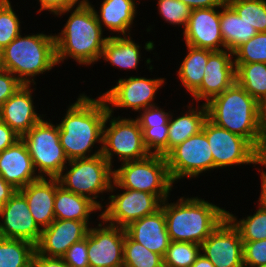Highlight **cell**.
Returning <instances> with one entry per match:
<instances>
[{"instance_id": "1f68e13d", "label": "cell", "mask_w": 266, "mask_h": 267, "mask_svg": "<svg viewBox=\"0 0 266 267\" xmlns=\"http://www.w3.org/2000/svg\"><path fill=\"white\" fill-rule=\"evenodd\" d=\"M123 267H164L163 257L132 240L125 232Z\"/></svg>"}, {"instance_id": "7a4b0ae2", "label": "cell", "mask_w": 266, "mask_h": 267, "mask_svg": "<svg viewBox=\"0 0 266 267\" xmlns=\"http://www.w3.org/2000/svg\"><path fill=\"white\" fill-rule=\"evenodd\" d=\"M71 13L63 29L54 34L57 65L74 59L80 66H91L99 61L108 36H104L92 6H75L59 12V17Z\"/></svg>"}, {"instance_id": "e0dca14e", "label": "cell", "mask_w": 266, "mask_h": 267, "mask_svg": "<svg viewBox=\"0 0 266 267\" xmlns=\"http://www.w3.org/2000/svg\"><path fill=\"white\" fill-rule=\"evenodd\" d=\"M236 82V66L233 52L226 49L212 51L205 66L204 77L200 87L191 95L196 102L207 103L210 99L223 93ZM203 100V101H202Z\"/></svg>"}, {"instance_id": "30bf717a", "label": "cell", "mask_w": 266, "mask_h": 267, "mask_svg": "<svg viewBox=\"0 0 266 267\" xmlns=\"http://www.w3.org/2000/svg\"><path fill=\"white\" fill-rule=\"evenodd\" d=\"M202 131L206 134L215 169L253 164L262 161V154L244 137L205 120Z\"/></svg>"}, {"instance_id": "f35d334b", "label": "cell", "mask_w": 266, "mask_h": 267, "mask_svg": "<svg viewBox=\"0 0 266 267\" xmlns=\"http://www.w3.org/2000/svg\"><path fill=\"white\" fill-rule=\"evenodd\" d=\"M143 141L150 154L167 155L168 126L141 128Z\"/></svg>"}, {"instance_id": "4316f807", "label": "cell", "mask_w": 266, "mask_h": 267, "mask_svg": "<svg viewBox=\"0 0 266 267\" xmlns=\"http://www.w3.org/2000/svg\"><path fill=\"white\" fill-rule=\"evenodd\" d=\"M140 48L142 46L135 43L131 36H109L100 60L103 59L112 67L115 66L121 70H136L139 62L142 61Z\"/></svg>"}, {"instance_id": "db71d44e", "label": "cell", "mask_w": 266, "mask_h": 267, "mask_svg": "<svg viewBox=\"0 0 266 267\" xmlns=\"http://www.w3.org/2000/svg\"><path fill=\"white\" fill-rule=\"evenodd\" d=\"M262 161L266 164V147L264 153L262 154Z\"/></svg>"}, {"instance_id": "836d02e7", "label": "cell", "mask_w": 266, "mask_h": 267, "mask_svg": "<svg viewBox=\"0 0 266 267\" xmlns=\"http://www.w3.org/2000/svg\"><path fill=\"white\" fill-rule=\"evenodd\" d=\"M226 2L258 33L266 32V0H226Z\"/></svg>"}, {"instance_id": "7dc6e473", "label": "cell", "mask_w": 266, "mask_h": 267, "mask_svg": "<svg viewBox=\"0 0 266 267\" xmlns=\"http://www.w3.org/2000/svg\"><path fill=\"white\" fill-rule=\"evenodd\" d=\"M183 4L193 9L212 8L222 6L226 0H179Z\"/></svg>"}, {"instance_id": "60d3db41", "label": "cell", "mask_w": 266, "mask_h": 267, "mask_svg": "<svg viewBox=\"0 0 266 267\" xmlns=\"http://www.w3.org/2000/svg\"><path fill=\"white\" fill-rule=\"evenodd\" d=\"M266 264V239L243 241L244 267H256Z\"/></svg>"}, {"instance_id": "9c48e42d", "label": "cell", "mask_w": 266, "mask_h": 267, "mask_svg": "<svg viewBox=\"0 0 266 267\" xmlns=\"http://www.w3.org/2000/svg\"><path fill=\"white\" fill-rule=\"evenodd\" d=\"M21 138L40 177L57 178L62 173L69 159L60 144L57 123L43 118Z\"/></svg>"}, {"instance_id": "ac0fdd59", "label": "cell", "mask_w": 266, "mask_h": 267, "mask_svg": "<svg viewBox=\"0 0 266 267\" xmlns=\"http://www.w3.org/2000/svg\"><path fill=\"white\" fill-rule=\"evenodd\" d=\"M220 7L200 8L191 11L183 31L185 44L212 51L224 50L220 32Z\"/></svg>"}, {"instance_id": "52a82bcc", "label": "cell", "mask_w": 266, "mask_h": 267, "mask_svg": "<svg viewBox=\"0 0 266 267\" xmlns=\"http://www.w3.org/2000/svg\"><path fill=\"white\" fill-rule=\"evenodd\" d=\"M113 179L122 188L151 193L162 201L170 197L174 187L166 158L160 154L121 163L120 167L114 168Z\"/></svg>"}, {"instance_id": "f6af8a7d", "label": "cell", "mask_w": 266, "mask_h": 267, "mask_svg": "<svg viewBox=\"0 0 266 267\" xmlns=\"http://www.w3.org/2000/svg\"><path fill=\"white\" fill-rule=\"evenodd\" d=\"M19 139L20 137L0 119V153Z\"/></svg>"}, {"instance_id": "3957f363", "label": "cell", "mask_w": 266, "mask_h": 267, "mask_svg": "<svg viewBox=\"0 0 266 267\" xmlns=\"http://www.w3.org/2000/svg\"><path fill=\"white\" fill-rule=\"evenodd\" d=\"M205 105L212 123L244 137L264 153L266 137L260 123V104L242 86L235 82Z\"/></svg>"}, {"instance_id": "6da1fadb", "label": "cell", "mask_w": 266, "mask_h": 267, "mask_svg": "<svg viewBox=\"0 0 266 267\" xmlns=\"http://www.w3.org/2000/svg\"><path fill=\"white\" fill-rule=\"evenodd\" d=\"M66 110L63 119L58 123V129L60 144L69 161L100 155L103 147V127L109 112L101 93L97 98L80 93L77 100L70 103ZM93 147H97L94 152Z\"/></svg>"}, {"instance_id": "ffe728a7", "label": "cell", "mask_w": 266, "mask_h": 267, "mask_svg": "<svg viewBox=\"0 0 266 267\" xmlns=\"http://www.w3.org/2000/svg\"><path fill=\"white\" fill-rule=\"evenodd\" d=\"M31 86L34 85L20 87L0 107V119L20 138L45 117L44 114L41 115L35 111L32 92L36 90V87Z\"/></svg>"}, {"instance_id": "ab89813d", "label": "cell", "mask_w": 266, "mask_h": 267, "mask_svg": "<svg viewBox=\"0 0 266 267\" xmlns=\"http://www.w3.org/2000/svg\"><path fill=\"white\" fill-rule=\"evenodd\" d=\"M171 112H165L164 108H160L157 104L139 111L137 117L134 118L138 121L141 128L168 126Z\"/></svg>"}, {"instance_id": "44dd1931", "label": "cell", "mask_w": 266, "mask_h": 267, "mask_svg": "<svg viewBox=\"0 0 266 267\" xmlns=\"http://www.w3.org/2000/svg\"><path fill=\"white\" fill-rule=\"evenodd\" d=\"M0 175L17 190L41 178L22 138L0 153Z\"/></svg>"}, {"instance_id": "11a10c76", "label": "cell", "mask_w": 266, "mask_h": 267, "mask_svg": "<svg viewBox=\"0 0 266 267\" xmlns=\"http://www.w3.org/2000/svg\"><path fill=\"white\" fill-rule=\"evenodd\" d=\"M256 267H266V264H264V265H260V266H256Z\"/></svg>"}, {"instance_id": "7bdbcfd3", "label": "cell", "mask_w": 266, "mask_h": 267, "mask_svg": "<svg viewBox=\"0 0 266 267\" xmlns=\"http://www.w3.org/2000/svg\"><path fill=\"white\" fill-rule=\"evenodd\" d=\"M23 85L11 72L0 68V107Z\"/></svg>"}, {"instance_id": "b9f144b4", "label": "cell", "mask_w": 266, "mask_h": 267, "mask_svg": "<svg viewBox=\"0 0 266 267\" xmlns=\"http://www.w3.org/2000/svg\"><path fill=\"white\" fill-rule=\"evenodd\" d=\"M62 259L70 267H90L87 255V236L72 244L62 256Z\"/></svg>"}, {"instance_id": "8992f818", "label": "cell", "mask_w": 266, "mask_h": 267, "mask_svg": "<svg viewBox=\"0 0 266 267\" xmlns=\"http://www.w3.org/2000/svg\"><path fill=\"white\" fill-rule=\"evenodd\" d=\"M67 165L57 177L60 185L90 199L102 210L104 206L101 201L105 200L103 193H110L114 174L106 158L100 154L91 158L73 159ZM100 195L101 201L98 199Z\"/></svg>"}, {"instance_id": "bcb514c9", "label": "cell", "mask_w": 266, "mask_h": 267, "mask_svg": "<svg viewBox=\"0 0 266 267\" xmlns=\"http://www.w3.org/2000/svg\"><path fill=\"white\" fill-rule=\"evenodd\" d=\"M37 2L40 3V8L37 10L38 13L49 11V13L56 15L72 7L66 0H38Z\"/></svg>"}, {"instance_id": "7c38bea8", "label": "cell", "mask_w": 266, "mask_h": 267, "mask_svg": "<svg viewBox=\"0 0 266 267\" xmlns=\"http://www.w3.org/2000/svg\"><path fill=\"white\" fill-rule=\"evenodd\" d=\"M165 158L174 184L181 179L198 178L202 173L214 170L211 147L202 130L174 147Z\"/></svg>"}, {"instance_id": "f5cc1de1", "label": "cell", "mask_w": 266, "mask_h": 267, "mask_svg": "<svg viewBox=\"0 0 266 267\" xmlns=\"http://www.w3.org/2000/svg\"><path fill=\"white\" fill-rule=\"evenodd\" d=\"M72 7L76 6H86L89 5L91 2L90 0H66Z\"/></svg>"}, {"instance_id": "d4e9b609", "label": "cell", "mask_w": 266, "mask_h": 267, "mask_svg": "<svg viewBox=\"0 0 266 267\" xmlns=\"http://www.w3.org/2000/svg\"><path fill=\"white\" fill-rule=\"evenodd\" d=\"M188 108L181 116L174 117V111L171 112L168 121V141L167 154L177 145L189 137L198 134L207 119V108L205 103L198 104L197 107L193 105L184 106Z\"/></svg>"}, {"instance_id": "2e32d148", "label": "cell", "mask_w": 266, "mask_h": 267, "mask_svg": "<svg viewBox=\"0 0 266 267\" xmlns=\"http://www.w3.org/2000/svg\"><path fill=\"white\" fill-rule=\"evenodd\" d=\"M42 229L35 222L25 196L16 193L0 208V237L23 239L36 245Z\"/></svg>"}, {"instance_id": "5b68a950", "label": "cell", "mask_w": 266, "mask_h": 267, "mask_svg": "<svg viewBox=\"0 0 266 267\" xmlns=\"http://www.w3.org/2000/svg\"><path fill=\"white\" fill-rule=\"evenodd\" d=\"M20 33L0 51V68L8 70L24 85H36L35 77L58 66L54 34Z\"/></svg>"}, {"instance_id": "484cf974", "label": "cell", "mask_w": 266, "mask_h": 267, "mask_svg": "<svg viewBox=\"0 0 266 267\" xmlns=\"http://www.w3.org/2000/svg\"><path fill=\"white\" fill-rule=\"evenodd\" d=\"M97 211L102 210L90 199L66 190L61 185L57 187L54 200L55 219L92 222L89 221L93 219L91 214Z\"/></svg>"}, {"instance_id": "f1b7e54d", "label": "cell", "mask_w": 266, "mask_h": 267, "mask_svg": "<svg viewBox=\"0 0 266 267\" xmlns=\"http://www.w3.org/2000/svg\"><path fill=\"white\" fill-rule=\"evenodd\" d=\"M188 50L183 58L177 76L184 86L186 92L191 96L201 85L205 66L212 50L196 48L185 44Z\"/></svg>"}, {"instance_id": "d6986e66", "label": "cell", "mask_w": 266, "mask_h": 267, "mask_svg": "<svg viewBox=\"0 0 266 267\" xmlns=\"http://www.w3.org/2000/svg\"><path fill=\"white\" fill-rule=\"evenodd\" d=\"M90 226V222L55 219L42 229L36 252L47 257H62L72 244L87 236Z\"/></svg>"}, {"instance_id": "603a6c76", "label": "cell", "mask_w": 266, "mask_h": 267, "mask_svg": "<svg viewBox=\"0 0 266 267\" xmlns=\"http://www.w3.org/2000/svg\"><path fill=\"white\" fill-rule=\"evenodd\" d=\"M59 185L58 178L41 177L19 190L25 196L32 217L41 229L55 220L54 200Z\"/></svg>"}, {"instance_id": "4dcf8cb0", "label": "cell", "mask_w": 266, "mask_h": 267, "mask_svg": "<svg viewBox=\"0 0 266 267\" xmlns=\"http://www.w3.org/2000/svg\"><path fill=\"white\" fill-rule=\"evenodd\" d=\"M35 251L29 241L0 237V267H32Z\"/></svg>"}, {"instance_id": "8fae6325", "label": "cell", "mask_w": 266, "mask_h": 267, "mask_svg": "<svg viewBox=\"0 0 266 267\" xmlns=\"http://www.w3.org/2000/svg\"><path fill=\"white\" fill-rule=\"evenodd\" d=\"M118 188L123 191L115 194ZM110 192L111 194H107L109 201L102 209L101 217L107 223L120 228H126L132 222L156 212L163 202L157 195L122 188L114 179Z\"/></svg>"}, {"instance_id": "f546056e", "label": "cell", "mask_w": 266, "mask_h": 267, "mask_svg": "<svg viewBox=\"0 0 266 267\" xmlns=\"http://www.w3.org/2000/svg\"><path fill=\"white\" fill-rule=\"evenodd\" d=\"M236 82L259 104L266 98V63L235 64Z\"/></svg>"}, {"instance_id": "816d5d0a", "label": "cell", "mask_w": 266, "mask_h": 267, "mask_svg": "<svg viewBox=\"0 0 266 267\" xmlns=\"http://www.w3.org/2000/svg\"><path fill=\"white\" fill-rule=\"evenodd\" d=\"M260 123L263 128L264 136L266 137V98L260 102Z\"/></svg>"}, {"instance_id": "ee69618b", "label": "cell", "mask_w": 266, "mask_h": 267, "mask_svg": "<svg viewBox=\"0 0 266 267\" xmlns=\"http://www.w3.org/2000/svg\"><path fill=\"white\" fill-rule=\"evenodd\" d=\"M32 267H70L62 257H47L38 254L36 251L33 256Z\"/></svg>"}, {"instance_id": "8d00e7d4", "label": "cell", "mask_w": 266, "mask_h": 267, "mask_svg": "<svg viewBox=\"0 0 266 267\" xmlns=\"http://www.w3.org/2000/svg\"><path fill=\"white\" fill-rule=\"evenodd\" d=\"M235 64L266 63V32H259L234 53Z\"/></svg>"}, {"instance_id": "d6a6232c", "label": "cell", "mask_w": 266, "mask_h": 267, "mask_svg": "<svg viewBox=\"0 0 266 267\" xmlns=\"http://www.w3.org/2000/svg\"><path fill=\"white\" fill-rule=\"evenodd\" d=\"M227 218L238 229L242 241L266 239V210L260 208L253 215L240 218L227 211Z\"/></svg>"}, {"instance_id": "c3c4849f", "label": "cell", "mask_w": 266, "mask_h": 267, "mask_svg": "<svg viewBox=\"0 0 266 267\" xmlns=\"http://www.w3.org/2000/svg\"><path fill=\"white\" fill-rule=\"evenodd\" d=\"M12 185L7 183L4 178L0 175V208L16 193Z\"/></svg>"}, {"instance_id": "277c9868", "label": "cell", "mask_w": 266, "mask_h": 267, "mask_svg": "<svg viewBox=\"0 0 266 267\" xmlns=\"http://www.w3.org/2000/svg\"><path fill=\"white\" fill-rule=\"evenodd\" d=\"M162 202L171 241L201 243L227 217V210L201 197H180Z\"/></svg>"}, {"instance_id": "f907efd6", "label": "cell", "mask_w": 266, "mask_h": 267, "mask_svg": "<svg viewBox=\"0 0 266 267\" xmlns=\"http://www.w3.org/2000/svg\"><path fill=\"white\" fill-rule=\"evenodd\" d=\"M191 267H215L202 253L197 257Z\"/></svg>"}, {"instance_id": "d590c367", "label": "cell", "mask_w": 266, "mask_h": 267, "mask_svg": "<svg viewBox=\"0 0 266 267\" xmlns=\"http://www.w3.org/2000/svg\"><path fill=\"white\" fill-rule=\"evenodd\" d=\"M20 21L11 1L0 0V51L22 32Z\"/></svg>"}, {"instance_id": "83f0119b", "label": "cell", "mask_w": 266, "mask_h": 267, "mask_svg": "<svg viewBox=\"0 0 266 267\" xmlns=\"http://www.w3.org/2000/svg\"><path fill=\"white\" fill-rule=\"evenodd\" d=\"M220 32L225 49L233 53L258 33L227 2L220 9Z\"/></svg>"}, {"instance_id": "ba28073f", "label": "cell", "mask_w": 266, "mask_h": 267, "mask_svg": "<svg viewBox=\"0 0 266 267\" xmlns=\"http://www.w3.org/2000/svg\"><path fill=\"white\" fill-rule=\"evenodd\" d=\"M101 154L112 168L115 165L113 158L116 156H118L117 161L121 163L148 157L150 152L144 144L143 132L138 121L131 117L124 118L119 115L115 117L108 112L103 127Z\"/></svg>"}, {"instance_id": "cb8c5ba5", "label": "cell", "mask_w": 266, "mask_h": 267, "mask_svg": "<svg viewBox=\"0 0 266 267\" xmlns=\"http://www.w3.org/2000/svg\"><path fill=\"white\" fill-rule=\"evenodd\" d=\"M139 2L140 0H103L99 11L93 4L90 5L101 28L107 29L109 33L111 31L110 36H131L133 21L138 13L136 5H140Z\"/></svg>"}, {"instance_id": "e575fe53", "label": "cell", "mask_w": 266, "mask_h": 267, "mask_svg": "<svg viewBox=\"0 0 266 267\" xmlns=\"http://www.w3.org/2000/svg\"><path fill=\"white\" fill-rule=\"evenodd\" d=\"M201 254V245L171 241L163 256L164 267H191Z\"/></svg>"}, {"instance_id": "4fadbf2b", "label": "cell", "mask_w": 266, "mask_h": 267, "mask_svg": "<svg viewBox=\"0 0 266 267\" xmlns=\"http://www.w3.org/2000/svg\"><path fill=\"white\" fill-rule=\"evenodd\" d=\"M166 78H146L141 76H129L119 78L116 85L102 93L107 103L108 111L114 114V110L130 109L139 112L150 106L157 105L154 101L157 91L162 88ZM116 108V109H115Z\"/></svg>"}, {"instance_id": "5bb4252c", "label": "cell", "mask_w": 266, "mask_h": 267, "mask_svg": "<svg viewBox=\"0 0 266 267\" xmlns=\"http://www.w3.org/2000/svg\"><path fill=\"white\" fill-rule=\"evenodd\" d=\"M97 218L99 224L90 226L87 234L89 266L123 267L125 229L107 223L101 213Z\"/></svg>"}, {"instance_id": "681fc988", "label": "cell", "mask_w": 266, "mask_h": 267, "mask_svg": "<svg viewBox=\"0 0 266 267\" xmlns=\"http://www.w3.org/2000/svg\"><path fill=\"white\" fill-rule=\"evenodd\" d=\"M259 165H262V167H266V164L261 161L259 163ZM260 172V180H261V192H260V196H259V200L258 201V206L264 210H266V172L264 171L265 169H261L260 168L258 169Z\"/></svg>"}, {"instance_id": "7402d4cb", "label": "cell", "mask_w": 266, "mask_h": 267, "mask_svg": "<svg viewBox=\"0 0 266 267\" xmlns=\"http://www.w3.org/2000/svg\"><path fill=\"white\" fill-rule=\"evenodd\" d=\"M125 229L126 234L151 252L162 257L171 242L166 228V217L161 207L156 212L132 222Z\"/></svg>"}, {"instance_id": "9a60e30c", "label": "cell", "mask_w": 266, "mask_h": 267, "mask_svg": "<svg viewBox=\"0 0 266 267\" xmlns=\"http://www.w3.org/2000/svg\"><path fill=\"white\" fill-rule=\"evenodd\" d=\"M201 253L215 267H244L243 241L227 217L201 243Z\"/></svg>"}, {"instance_id": "74e56055", "label": "cell", "mask_w": 266, "mask_h": 267, "mask_svg": "<svg viewBox=\"0 0 266 267\" xmlns=\"http://www.w3.org/2000/svg\"><path fill=\"white\" fill-rule=\"evenodd\" d=\"M158 14L166 23L186 28L192 9L179 0H157Z\"/></svg>"}]
</instances>
